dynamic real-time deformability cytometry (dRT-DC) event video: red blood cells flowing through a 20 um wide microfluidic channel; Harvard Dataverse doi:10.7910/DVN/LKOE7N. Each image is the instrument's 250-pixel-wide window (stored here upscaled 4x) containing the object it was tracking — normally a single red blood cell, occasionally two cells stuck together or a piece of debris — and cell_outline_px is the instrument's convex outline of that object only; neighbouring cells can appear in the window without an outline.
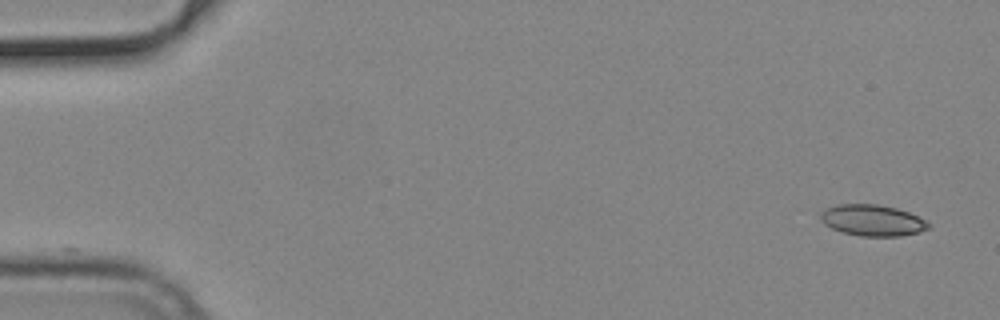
{"species": "common noctule bat (a hibernating species)", "species_latin": "Nyctalus noctula", "temperature_condition": "cold", "stored_images_in_passage": 12, "camera_frame_rate_fps": 3000, "um_per_image_px": 0.085, "animal": {"sex": "male", "body_mass_g": 19.2, "forearm_length_mm": 51.8}, "frame": {"image": 1, "passage_image": 1, "time_ms": 0.0, "image_size_px": [1000, 320], "cell_outline_px": [[932, 224], [928, 228], [916, 232], [900, 236], [860, 236], [840, 232], [824, 224], [820, 220], [820, 212], [836, 204], [880, 204], [896, 208], [908, 212]], "centroid_in_image_um": [74.11, 18.72], "position_along_channel_um": 10.9, "area_um2": 19.59}}